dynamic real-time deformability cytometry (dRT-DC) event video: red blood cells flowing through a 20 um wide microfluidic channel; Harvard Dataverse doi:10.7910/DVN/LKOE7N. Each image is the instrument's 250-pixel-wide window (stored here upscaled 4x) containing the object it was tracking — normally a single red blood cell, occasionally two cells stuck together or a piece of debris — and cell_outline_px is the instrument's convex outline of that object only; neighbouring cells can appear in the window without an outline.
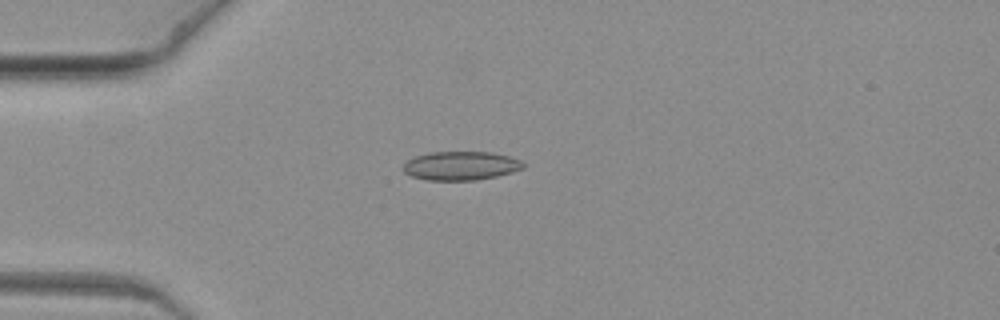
{"species": "common noctule bat (a hibernating species)", "species_latin": "Nyctalus noctula", "temperature_condition": "warm", "stored_images_in_passage": 10, "camera_frame_rate_fps": 3000, "um_per_image_px": 0.085, "animal": {"sex": "female", "body_mass_g": 19.3, "forearm_length_mm": 54.1}, "frame": {"image": 1, "passage_image": 5, "time_ms": 1.333, "image_size_px": [1000, 320], "cell_outline_px": [[524, 168], [512, 172], [496, 176], [476, 180], [428, 180], [412, 176], [404, 172], [404, 164], [408, 160], [416, 156], [428, 152], [492, 152], [508, 156], [520, 160], [524, 164]], "centroid_in_image_um": [39.18, 14.08], "position_along_channel_um": 45.8, "area_um2": 20.0}}
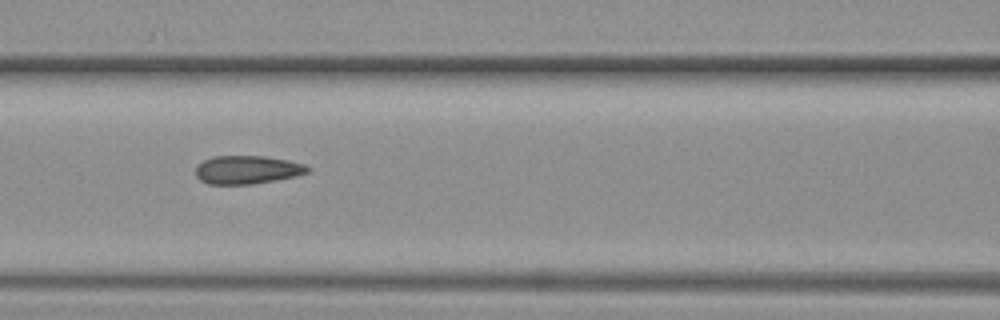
{"frame": {"image": 2, "passage_image": 9, "time_ms": 2.667, "image_size_px": [1000, 320], "cell_outline_px": [[312, 168], [308, 172], [296, 176], [252, 184], [208, 184], [200, 180], [196, 176], [196, 168], [204, 160], [212, 156], [264, 156], [288, 160], [304, 164]], "centroid_in_image_um": [21.02, 14.43], "position_along_channel_um": 145.6, "area_um2": 18.44}}
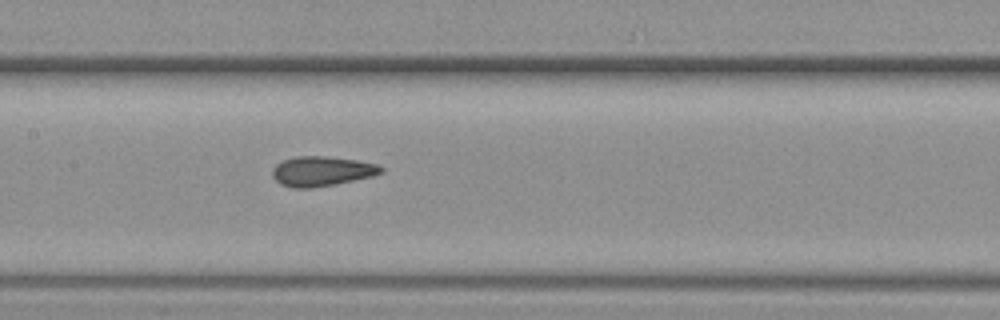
{"frame": {"image": 3, "passage_image": 10, "time_ms": 3.0, "image_size_px": [1000, 320], "cell_outline_px": [[384, 172], [372, 176], [336, 184], [312, 188], [292, 188], [280, 184], [272, 176], [272, 168], [276, 164], [284, 160], [296, 156], [324, 156], [356, 160], [380, 164], [384, 168]], "centroid_in_image_um": [27.36, 14.55], "position_along_channel_um": 180.0, "area_um2": 19.02}}